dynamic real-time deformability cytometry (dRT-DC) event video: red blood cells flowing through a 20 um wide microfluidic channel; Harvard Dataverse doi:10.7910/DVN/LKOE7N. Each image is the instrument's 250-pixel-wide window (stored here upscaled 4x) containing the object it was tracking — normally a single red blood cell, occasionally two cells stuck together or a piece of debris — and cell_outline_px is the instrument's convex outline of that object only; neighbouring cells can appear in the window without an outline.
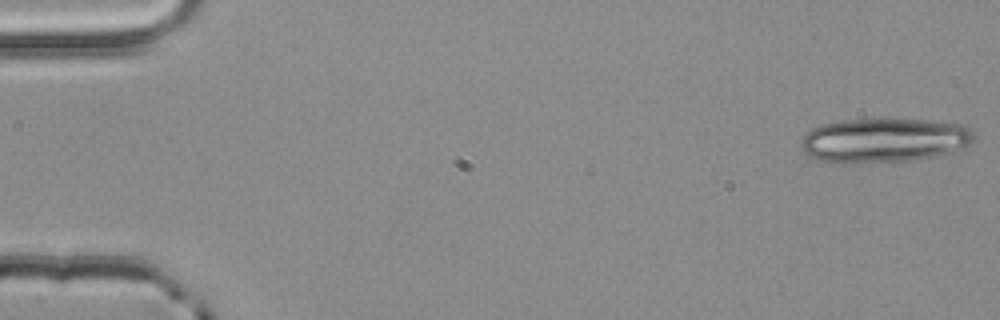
{"species": "common noctule bat (a hibernating species)", "species_latin": "Nyctalus noctula", "temperature_condition": "room temperature", "stored_images_in_passage": 1, "camera_frame_rate_fps": 3000, "um_per_image_px": 0.085, "animal": {"sex": "male", "body_mass_g": 20.4}, "frame": {"image": 1, "passage_image": 1, "time_ms": 0.0, "image_size_px": [1000, 320], "cell_outline_px": [[972, 140], [968, 144], [952, 152], [932, 156], [908, 160], [820, 160], [812, 156], [800, 148], [800, 140], [812, 128], [820, 124], [840, 120], [880, 116], [884, 116], [932, 120], [964, 124], [972, 132]], "centroid_in_image_um": [75.16, 11.81], "position_along_channel_um": 9.8, "area_um2": 44.39}}